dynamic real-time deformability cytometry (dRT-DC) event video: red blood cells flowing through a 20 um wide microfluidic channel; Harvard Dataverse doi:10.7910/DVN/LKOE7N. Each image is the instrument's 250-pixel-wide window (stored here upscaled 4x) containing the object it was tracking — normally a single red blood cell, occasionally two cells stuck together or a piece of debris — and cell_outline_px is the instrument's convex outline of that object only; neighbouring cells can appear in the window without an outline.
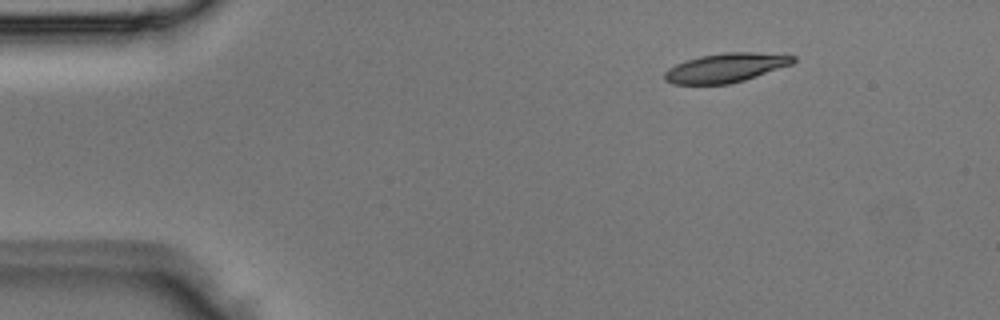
{"species": "Egyptian fruit bat (a non-hibernating species)", "species_latin": "Rousettus aegyptiacus", "temperature_condition": "room temperature", "stored_images_in_passage": 4, "camera_frame_rate_fps": 3000, "um_per_image_px": 0.085, "animal": {"sex": "male"}, "frame": {"image": 1, "passage_image": 2, "time_ms": 0.333, "image_size_px": [1000, 320], "cell_outline_px": [[796, 60], [792, 64], [744, 80], [728, 84], [672, 84], [664, 80], [664, 72], [668, 68], [676, 64], [700, 56], [724, 52], [756, 52], [796, 56]], "centroid_in_image_um": [61.67, 5.76], "position_along_channel_um": 23.3, "area_um2": 21.73}}
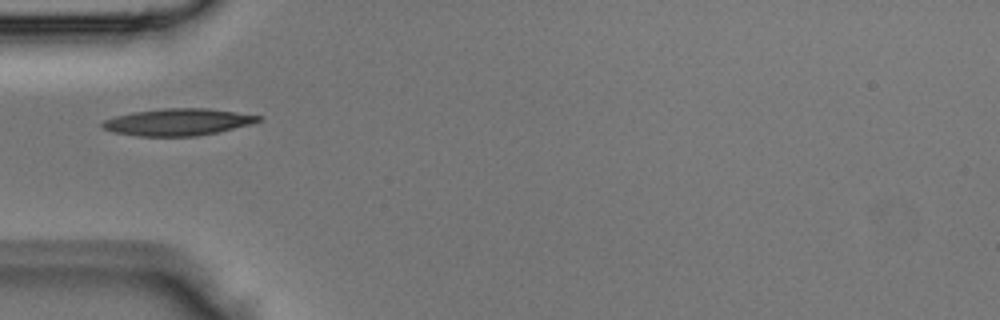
{"frame": {"image": 2, "passage_image": 4, "time_ms": 1.0, "image_size_px": [1000, 320], "cell_outline_px": [[264, 120], [252, 124], [220, 132], [196, 136], [136, 136], [112, 132], [100, 128], [100, 124], [104, 120], [116, 116], [132, 112], [164, 108], [208, 108], [264, 116]], "centroid_in_image_um": [15.15, 10.38], "position_along_channel_um": 69.9, "area_um2": 24.85}}